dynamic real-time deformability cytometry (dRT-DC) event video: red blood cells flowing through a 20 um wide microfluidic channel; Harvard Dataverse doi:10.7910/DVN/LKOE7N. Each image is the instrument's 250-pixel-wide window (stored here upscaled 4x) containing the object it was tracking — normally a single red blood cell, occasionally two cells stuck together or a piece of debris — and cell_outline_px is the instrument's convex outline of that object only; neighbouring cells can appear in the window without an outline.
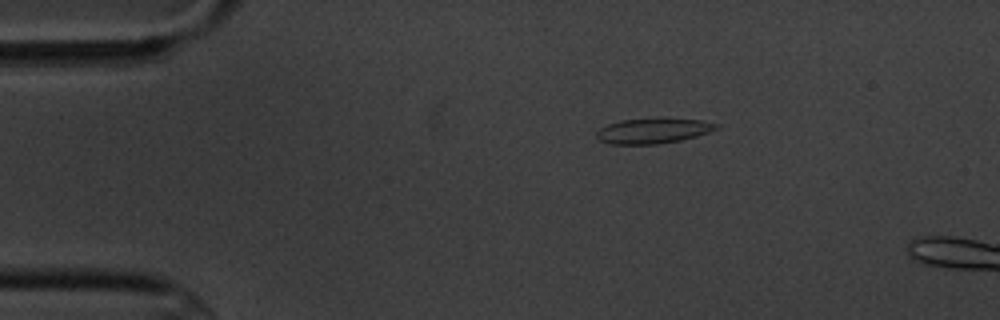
{"species": "common noctule bat (a hibernating species)", "species_latin": "Nyctalus noctula", "temperature_condition": "cold", "stored_images_in_passage": 4, "camera_frame_rate_fps": 3000, "um_per_image_px": 0.085, "animal": {"sex": "male", "body_mass_g": 20.1, "forearm_length_mm": 53.5}, "frame": {"image": 1, "passage_image": 2, "time_ms": 1.333, "image_size_px": [1000, 320], "cell_outline_px": [[720, 128], [696, 136], [680, 140], [656, 144], [612, 144], [600, 140], [596, 136], [596, 132], [600, 128], [608, 124], [620, 120], [704, 120], [720, 124]], "centroid_in_image_um": [55.52, 11.14], "position_along_channel_um": 29.5, "area_um2": 16.99}}